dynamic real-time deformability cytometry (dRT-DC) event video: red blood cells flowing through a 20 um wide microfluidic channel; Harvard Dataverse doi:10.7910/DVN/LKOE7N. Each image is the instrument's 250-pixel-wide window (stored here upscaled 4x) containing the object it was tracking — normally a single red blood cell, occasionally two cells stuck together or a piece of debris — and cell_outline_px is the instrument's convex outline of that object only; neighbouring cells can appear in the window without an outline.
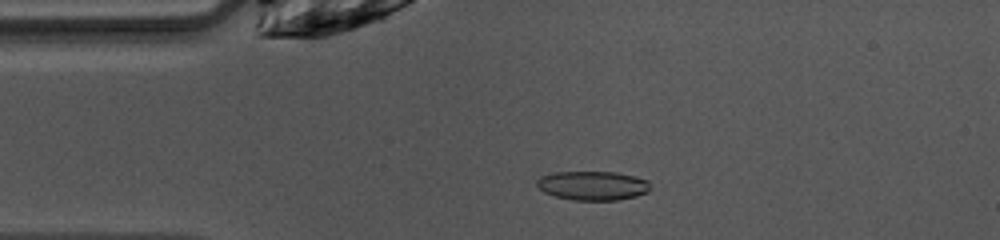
{"species": "common noctule bat (a hibernating species)", "species_latin": "Nyctalus noctula", "temperature_condition": "warm", "stored_images_in_passage": 47, "camera_frame_rate_fps": 3000, "um_per_image_px": 0.085, "animal": {"sex": "female", "body_mass_g": 10.0, "forearm_length_mm": 53.1}, "frame": {"image": 1, "passage_image": 9, "time_ms": 2.667, "image_size_px": [1000, 240], "cell_outline_px": [[652, 188], [648, 192], [636, 196], [616, 200], [572, 200], [556, 196], [544, 192], [536, 184], [536, 180], [540, 176], [556, 172], [616, 172], [648, 180]], "centroid_in_image_um": [50.39, 15.78], "position_along_channel_um": 34.6, "area_um2": 19.25}}
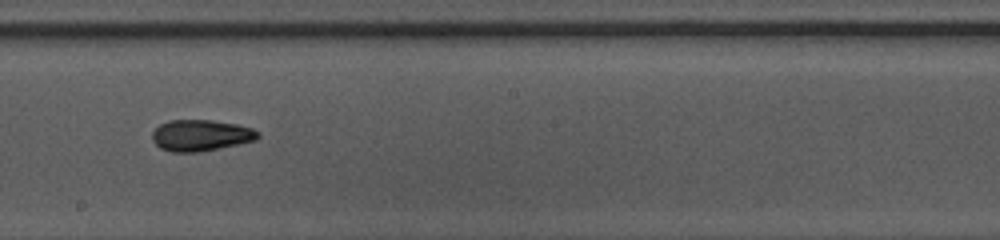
{"frame": {"image": 2, "passage_image": 25, "time_ms": 8.0, "image_size_px": [1000, 240], "cell_outline_px": [[260, 136], [256, 140], [240, 144], [200, 152], [172, 152], [160, 148], [152, 140], [152, 132], [160, 124], [168, 120], [212, 120], [236, 124], [252, 128], [260, 132]], "centroid_in_image_um": [17.08, 11.51], "position_along_channel_um": 231.1, "area_um2": 19.42}}
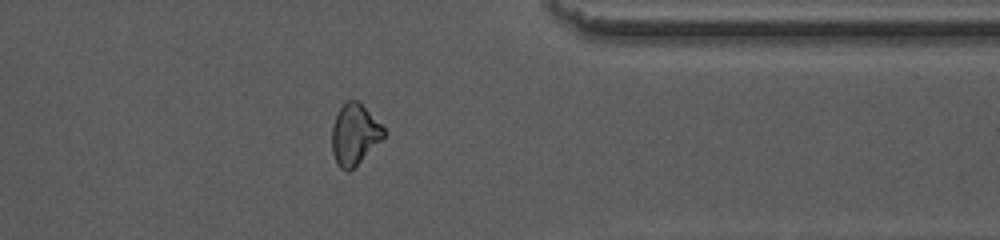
{"frame": {"image": 3, "passage_image": 37, "time_ms": 12.0, "image_size_px": [1000, 240], "cell_outline_px": [[384, 136], [348, 172], [340, 168], [336, 164], [332, 152], [332, 124], [340, 108], [348, 100], [360, 100], [384, 128]], "centroid_in_image_um": [30.1, 11.39], "position_along_channel_um": 381.3, "area_um2": 18.09}, "authors_computed_cell_mechanics": {"area_um2": 19.1318, "velocity_mm_per_s": 4.0757, "shape_relaxation_time_tau1_ms": 9.7933, "shape_relaxation_time_tau2_ms": 3.8738, "deformation_change_tau1": 0.1954, "deformation_change_tau2": 0.1019}}